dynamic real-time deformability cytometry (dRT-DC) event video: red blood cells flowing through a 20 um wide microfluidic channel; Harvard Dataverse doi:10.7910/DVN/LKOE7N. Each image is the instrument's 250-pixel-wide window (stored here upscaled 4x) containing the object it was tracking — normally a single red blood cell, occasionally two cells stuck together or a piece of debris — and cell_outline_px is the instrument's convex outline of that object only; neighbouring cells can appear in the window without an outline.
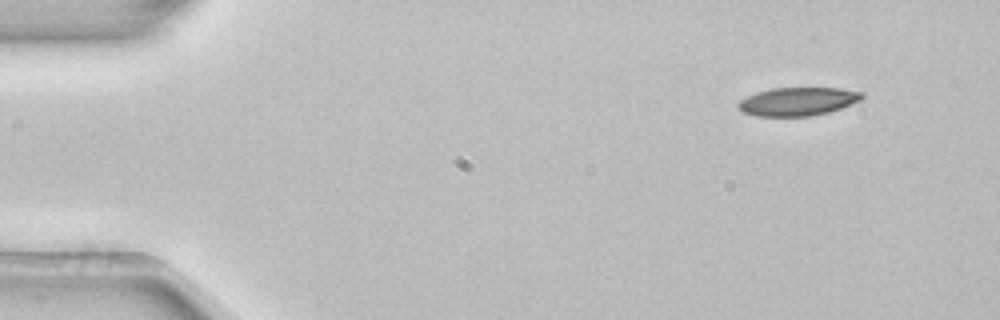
{"species": "common noctule bat (a hibernating species)", "species_latin": "Nyctalus noctula", "temperature_condition": "room temperature", "stored_images_in_passage": 3, "camera_frame_rate_fps": 3000, "um_per_image_px": 0.085, "animal": {"sex": "female", "body_mass_g": 22.7, "forearm_length_mm": 54.2}, "frame": {"image": 1, "passage_image": 1, "time_ms": 0.0, "image_size_px": [1000, 320], "cell_outline_px": [[864, 96], [860, 100], [840, 108], [828, 112], [812, 116], [756, 116], [744, 112], [736, 104], [740, 100], [756, 92], [772, 88], [840, 88], [864, 92]], "centroid_in_image_um": [67.82, 8.62], "position_along_channel_um": 17.2, "area_um2": 20.35}}